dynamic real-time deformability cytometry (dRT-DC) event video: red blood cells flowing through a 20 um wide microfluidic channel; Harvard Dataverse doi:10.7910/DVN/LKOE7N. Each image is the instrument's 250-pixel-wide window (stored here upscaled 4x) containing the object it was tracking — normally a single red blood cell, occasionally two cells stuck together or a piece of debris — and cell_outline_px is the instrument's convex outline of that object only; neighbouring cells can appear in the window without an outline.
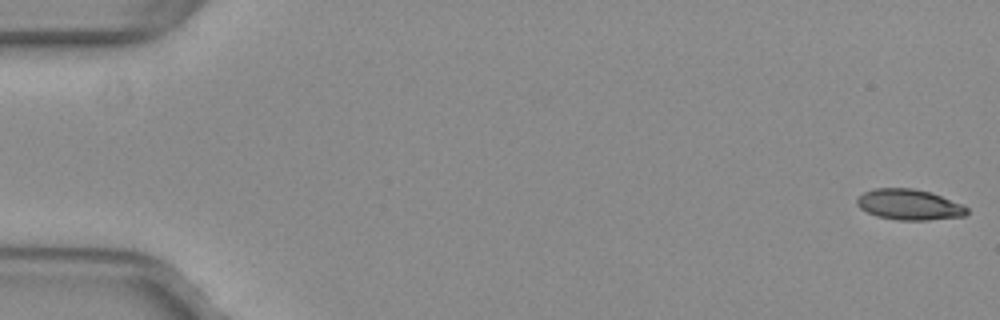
{"species": "common noctule bat (a hibernating species)", "species_latin": "Nyctalus noctula", "temperature_condition": "warm", "stored_images_in_passage": 48, "camera_frame_rate_fps": 3000, "um_per_image_px": 0.085, "animal": {"sex": "female", "body_mass_g": 29.2, "forearm_length_mm": 56.3}, "frame": {"image": 1, "passage_image": 1, "time_ms": 0.0, "image_size_px": [1000, 320], "cell_outline_px": [[968, 212], [964, 216], [928, 220], [896, 220], [876, 216], [860, 208], [856, 204], [856, 200], [864, 192], [876, 188], [912, 188], [932, 192], [964, 204], [968, 208]], "centroid_in_image_um": [77.31, 17.39], "position_along_channel_um": 7.7, "area_um2": 19.83}}
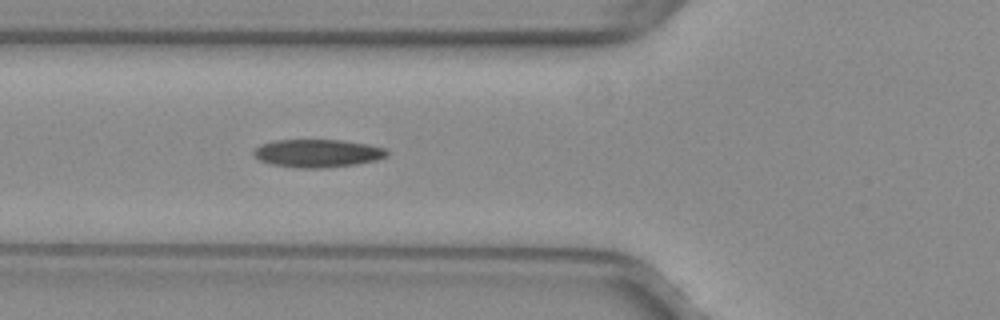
{"frame": {"image": 2, "passage_image": 20, "time_ms": 6.333, "image_size_px": [1000, 320], "cell_outline_px": [[388, 156], [376, 160], [356, 164], [324, 168], [300, 168], [272, 164], [260, 160], [252, 152], [260, 144], [276, 140], [340, 140], [368, 144], [384, 148], [388, 152]], "centroid_in_image_um": [27.01, 13.02], "position_along_channel_um": 98.8, "area_um2": 21.62}}
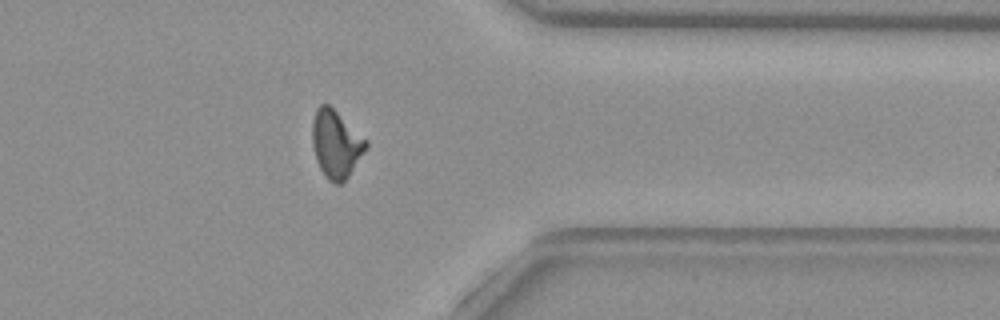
{"frame": {"image": 3, "passage_image": 42, "time_ms": 13.667, "image_size_px": [1000, 320], "cell_outline_px": [[368, 148], [348, 176], [340, 184], [336, 184], [328, 180], [324, 176], [316, 160], [312, 144], [312, 120], [316, 108], [320, 104], [328, 104], [368, 140]], "centroid_in_image_um": [28.56, 12.24], "position_along_channel_um": 382.8, "area_um2": 21.27}, "authors_computed_cell_mechanics": {"area_um2": 20.9814, "velocity_mm_per_s": 4.0135, "shape_relaxation_time_tau1_ms": null, "shape_relaxation_time_tau2_ms": 2.1227, "deformation_change_tau1": null, "deformation_change_tau2": 0.0769}}